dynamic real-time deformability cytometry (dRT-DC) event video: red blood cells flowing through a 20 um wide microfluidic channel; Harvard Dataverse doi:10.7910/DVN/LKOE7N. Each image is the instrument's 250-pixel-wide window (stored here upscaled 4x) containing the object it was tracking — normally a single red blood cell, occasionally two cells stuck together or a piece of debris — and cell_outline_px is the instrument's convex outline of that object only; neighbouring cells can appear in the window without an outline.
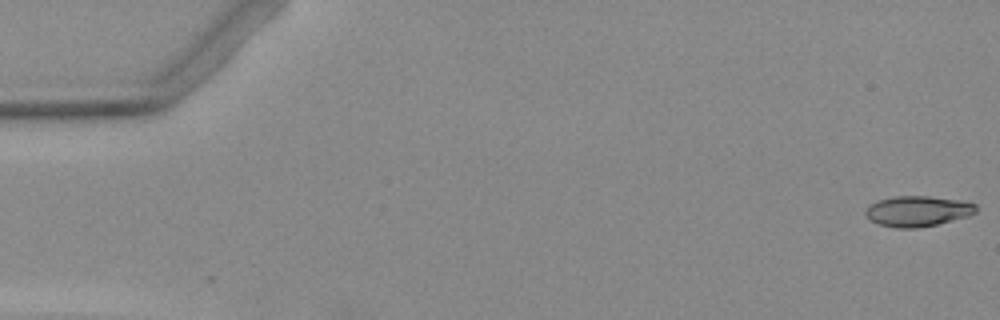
{"species": "Egyptian fruit bat (a non-hibernating species)", "species_latin": "Rousettus aegyptiacus", "temperature_condition": "warm", "stored_images_in_passage": 5, "camera_frame_rate_fps": 3000, "um_per_image_px": 0.085, "animal": {"sex": "female"}, "frame": {"image": 1, "passage_image": 1, "time_ms": 0.0, "image_size_px": [1000, 320], "cell_outline_px": [[976, 212], [968, 216], [936, 224], [916, 228], [896, 228], [880, 224], [872, 220], [864, 212], [868, 204], [876, 200], [892, 196], [928, 196], [960, 200], [976, 204]], "centroid_in_image_um": [77.97, 17.93], "position_along_channel_um": 7.0, "area_um2": 19.59}}